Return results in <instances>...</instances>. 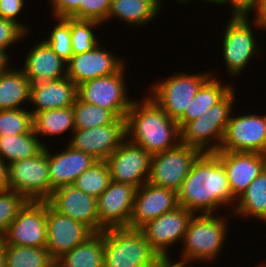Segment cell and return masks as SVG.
I'll return each mask as SVG.
<instances>
[{"label": "cell", "instance_id": "1", "mask_svg": "<svg viewBox=\"0 0 266 267\" xmlns=\"http://www.w3.org/2000/svg\"><path fill=\"white\" fill-rule=\"evenodd\" d=\"M179 205L193 214H215L221 208L233 210L227 173L218 152L201 153L177 191ZM217 211V212H216Z\"/></svg>", "mask_w": 266, "mask_h": 267}, {"label": "cell", "instance_id": "2", "mask_svg": "<svg viewBox=\"0 0 266 267\" xmlns=\"http://www.w3.org/2000/svg\"><path fill=\"white\" fill-rule=\"evenodd\" d=\"M126 138L151 156L167 151L180 142V128L146 93L134 99L126 115Z\"/></svg>", "mask_w": 266, "mask_h": 267}, {"label": "cell", "instance_id": "3", "mask_svg": "<svg viewBox=\"0 0 266 267\" xmlns=\"http://www.w3.org/2000/svg\"><path fill=\"white\" fill-rule=\"evenodd\" d=\"M227 212L222 213L224 216L221 213L194 214L184 235L179 257L196 262L195 265L217 261L230 234Z\"/></svg>", "mask_w": 266, "mask_h": 267}, {"label": "cell", "instance_id": "4", "mask_svg": "<svg viewBox=\"0 0 266 267\" xmlns=\"http://www.w3.org/2000/svg\"><path fill=\"white\" fill-rule=\"evenodd\" d=\"M234 86L218 103L198 119L186 123L180 129V142L204 152H218L227 123L236 102Z\"/></svg>", "mask_w": 266, "mask_h": 267}, {"label": "cell", "instance_id": "5", "mask_svg": "<svg viewBox=\"0 0 266 267\" xmlns=\"http://www.w3.org/2000/svg\"><path fill=\"white\" fill-rule=\"evenodd\" d=\"M249 19L229 17V21L225 24L226 28L223 30L222 42L220 43L222 45L223 65L226 67L225 71L228 77L230 76L232 79L242 76V73H245L243 72L245 68L250 61L252 62V58H257L256 56L263 52V48L255 38L257 33L254 32L260 28L253 19L252 23Z\"/></svg>", "mask_w": 266, "mask_h": 267}, {"label": "cell", "instance_id": "6", "mask_svg": "<svg viewBox=\"0 0 266 267\" xmlns=\"http://www.w3.org/2000/svg\"><path fill=\"white\" fill-rule=\"evenodd\" d=\"M104 234L103 266L155 267L158 253L139 229L109 228Z\"/></svg>", "mask_w": 266, "mask_h": 267}, {"label": "cell", "instance_id": "7", "mask_svg": "<svg viewBox=\"0 0 266 267\" xmlns=\"http://www.w3.org/2000/svg\"><path fill=\"white\" fill-rule=\"evenodd\" d=\"M183 72L178 71L164 80L154 81L147 87L149 89L146 92L170 118L176 121L184 114L201 85L212 75V71L209 70L194 74Z\"/></svg>", "mask_w": 266, "mask_h": 267}, {"label": "cell", "instance_id": "8", "mask_svg": "<svg viewBox=\"0 0 266 267\" xmlns=\"http://www.w3.org/2000/svg\"><path fill=\"white\" fill-rule=\"evenodd\" d=\"M9 189L31 201H47L54 189L50 185L48 146L36 156L8 165Z\"/></svg>", "mask_w": 266, "mask_h": 267}, {"label": "cell", "instance_id": "9", "mask_svg": "<svg viewBox=\"0 0 266 267\" xmlns=\"http://www.w3.org/2000/svg\"><path fill=\"white\" fill-rule=\"evenodd\" d=\"M126 64L115 74L78 85L77 97L86 103L110 110L117 118H126L133 98L128 95Z\"/></svg>", "mask_w": 266, "mask_h": 267}, {"label": "cell", "instance_id": "10", "mask_svg": "<svg viewBox=\"0 0 266 267\" xmlns=\"http://www.w3.org/2000/svg\"><path fill=\"white\" fill-rule=\"evenodd\" d=\"M201 153L179 142L167 151L152 155L148 182L177 192Z\"/></svg>", "mask_w": 266, "mask_h": 267}, {"label": "cell", "instance_id": "11", "mask_svg": "<svg viewBox=\"0 0 266 267\" xmlns=\"http://www.w3.org/2000/svg\"><path fill=\"white\" fill-rule=\"evenodd\" d=\"M259 114L232 113L219 151L266 154V114Z\"/></svg>", "mask_w": 266, "mask_h": 267}, {"label": "cell", "instance_id": "12", "mask_svg": "<svg viewBox=\"0 0 266 267\" xmlns=\"http://www.w3.org/2000/svg\"><path fill=\"white\" fill-rule=\"evenodd\" d=\"M1 240L4 245L46 248V201L28 200Z\"/></svg>", "mask_w": 266, "mask_h": 267}, {"label": "cell", "instance_id": "13", "mask_svg": "<svg viewBox=\"0 0 266 267\" xmlns=\"http://www.w3.org/2000/svg\"><path fill=\"white\" fill-rule=\"evenodd\" d=\"M194 214L179 205L139 228L146 241L158 253L169 255L175 244H181ZM179 241V242H178Z\"/></svg>", "mask_w": 266, "mask_h": 267}, {"label": "cell", "instance_id": "14", "mask_svg": "<svg viewBox=\"0 0 266 267\" xmlns=\"http://www.w3.org/2000/svg\"><path fill=\"white\" fill-rule=\"evenodd\" d=\"M151 157L144 148L126 138L105 161L111 180L139 188L149 180Z\"/></svg>", "mask_w": 266, "mask_h": 267}, {"label": "cell", "instance_id": "15", "mask_svg": "<svg viewBox=\"0 0 266 267\" xmlns=\"http://www.w3.org/2000/svg\"><path fill=\"white\" fill-rule=\"evenodd\" d=\"M71 137V138H70ZM126 139V120L117 118L112 124L89 129H75L68 144L74 149L105 161Z\"/></svg>", "mask_w": 266, "mask_h": 267}, {"label": "cell", "instance_id": "16", "mask_svg": "<svg viewBox=\"0 0 266 267\" xmlns=\"http://www.w3.org/2000/svg\"><path fill=\"white\" fill-rule=\"evenodd\" d=\"M137 187L111 180L97 198L99 232L109 228H130Z\"/></svg>", "mask_w": 266, "mask_h": 267}, {"label": "cell", "instance_id": "17", "mask_svg": "<svg viewBox=\"0 0 266 267\" xmlns=\"http://www.w3.org/2000/svg\"><path fill=\"white\" fill-rule=\"evenodd\" d=\"M99 43L91 50L73 55L66 63V77L80 85L98 77L117 73L126 59L115 54ZM125 59V60H124Z\"/></svg>", "mask_w": 266, "mask_h": 267}, {"label": "cell", "instance_id": "18", "mask_svg": "<svg viewBox=\"0 0 266 267\" xmlns=\"http://www.w3.org/2000/svg\"><path fill=\"white\" fill-rule=\"evenodd\" d=\"M46 228V250L55 261L93 234L81 222L57 212L48 201H46Z\"/></svg>", "mask_w": 266, "mask_h": 267}, {"label": "cell", "instance_id": "19", "mask_svg": "<svg viewBox=\"0 0 266 267\" xmlns=\"http://www.w3.org/2000/svg\"><path fill=\"white\" fill-rule=\"evenodd\" d=\"M47 201L57 212L81 222L93 233H99V217L95 197L84 193L74 185H66L54 189Z\"/></svg>", "mask_w": 266, "mask_h": 267}, {"label": "cell", "instance_id": "20", "mask_svg": "<svg viewBox=\"0 0 266 267\" xmlns=\"http://www.w3.org/2000/svg\"><path fill=\"white\" fill-rule=\"evenodd\" d=\"M233 197L237 200L266 168V154L219 151Z\"/></svg>", "mask_w": 266, "mask_h": 267}, {"label": "cell", "instance_id": "21", "mask_svg": "<svg viewBox=\"0 0 266 267\" xmlns=\"http://www.w3.org/2000/svg\"><path fill=\"white\" fill-rule=\"evenodd\" d=\"M178 206L176 191L147 182L136 190L130 228L139 229L148 221Z\"/></svg>", "mask_w": 266, "mask_h": 267}, {"label": "cell", "instance_id": "22", "mask_svg": "<svg viewBox=\"0 0 266 267\" xmlns=\"http://www.w3.org/2000/svg\"><path fill=\"white\" fill-rule=\"evenodd\" d=\"M65 145L62 150L54 152L48 145L50 185L53 189L73 185L77 177L98 161L88 153Z\"/></svg>", "mask_w": 266, "mask_h": 267}, {"label": "cell", "instance_id": "23", "mask_svg": "<svg viewBox=\"0 0 266 267\" xmlns=\"http://www.w3.org/2000/svg\"><path fill=\"white\" fill-rule=\"evenodd\" d=\"M28 51L20 69L31 84L66 77V62L54 53L43 38L33 47H29Z\"/></svg>", "mask_w": 266, "mask_h": 267}, {"label": "cell", "instance_id": "24", "mask_svg": "<svg viewBox=\"0 0 266 267\" xmlns=\"http://www.w3.org/2000/svg\"><path fill=\"white\" fill-rule=\"evenodd\" d=\"M78 85L70 78L31 84L30 112L61 109L72 106L77 99Z\"/></svg>", "mask_w": 266, "mask_h": 267}, {"label": "cell", "instance_id": "25", "mask_svg": "<svg viewBox=\"0 0 266 267\" xmlns=\"http://www.w3.org/2000/svg\"><path fill=\"white\" fill-rule=\"evenodd\" d=\"M162 0H111L107 22L117 19L129 27H148L162 11Z\"/></svg>", "mask_w": 266, "mask_h": 267}, {"label": "cell", "instance_id": "26", "mask_svg": "<svg viewBox=\"0 0 266 267\" xmlns=\"http://www.w3.org/2000/svg\"><path fill=\"white\" fill-rule=\"evenodd\" d=\"M214 73L201 85L195 97L186 107L184 114L177 120L181 129L186 123L198 119L209 108L218 103L235 85L223 83ZM220 80V81H219Z\"/></svg>", "mask_w": 266, "mask_h": 267}, {"label": "cell", "instance_id": "27", "mask_svg": "<svg viewBox=\"0 0 266 267\" xmlns=\"http://www.w3.org/2000/svg\"><path fill=\"white\" fill-rule=\"evenodd\" d=\"M15 67L0 74V110L28 108L30 103L31 83L24 72Z\"/></svg>", "mask_w": 266, "mask_h": 267}, {"label": "cell", "instance_id": "28", "mask_svg": "<svg viewBox=\"0 0 266 267\" xmlns=\"http://www.w3.org/2000/svg\"><path fill=\"white\" fill-rule=\"evenodd\" d=\"M229 215L254 218L266 224V168L236 200Z\"/></svg>", "mask_w": 266, "mask_h": 267}, {"label": "cell", "instance_id": "29", "mask_svg": "<svg viewBox=\"0 0 266 267\" xmlns=\"http://www.w3.org/2000/svg\"><path fill=\"white\" fill-rule=\"evenodd\" d=\"M104 234L93 233L83 243L60 257L55 267H103Z\"/></svg>", "mask_w": 266, "mask_h": 267}, {"label": "cell", "instance_id": "30", "mask_svg": "<svg viewBox=\"0 0 266 267\" xmlns=\"http://www.w3.org/2000/svg\"><path fill=\"white\" fill-rule=\"evenodd\" d=\"M75 130L74 112L72 106L45 110L33 113V131L40 139L48 136V138H56L68 132ZM56 136V137H55Z\"/></svg>", "mask_w": 266, "mask_h": 267}, {"label": "cell", "instance_id": "31", "mask_svg": "<svg viewBox=\"0 0 266 267\" xmlns=\"http://www.w3.org/2000/svg\"><path fill=\"white\" fill-rule=\"evenodd\" d=\"M48 143L34 131L21 135L0 136V159L6 164L29 159L39 154Z\"/></svg>", "mask_w": 266, "mask_h": 267}, {"label": "cell", "instance_id": "32", "mask_svg": "<svg viewBox=\"0 0 266 267\" xmlns=\"http://www.w3.org/2000/svg\"><path fill=\"white\" fill-rule=\"evenodd\" d=\"M6 267H55L46 248L5 245Z\"/></svg>", "mask_w": 266, "mask_h": 267}, {"label": "cell", "instance_id": "33", "mask_svg": "<svg viewBox=\"0 0 266 267\" xmlns=\"http://www.w3.org/2000/svg\"><path fill=\"white\" fill-rule=\"evenodd\" d=\"M111 175L106 161H96L76 178L74 186L96 199L107 189Z\"/></svg>", "mask_w": 266, "mask_h": 267}, {"label": "cell", "instance_id": "34", "mask_svg": "<svg viewBox=\"0 0 266 267\" xmlns=\"http://www.w3.org/2000/svg\"><path fill=\"white\" fill-rule=\"evenodd\" d=\"M75 129H89L112 124L117 117L100 106L81 101L78 97L72 105Z\"/></svg>", "mask_w": 266, "mask_h": 267}, {"label": "cell", "instance_id": "35", "mask_svg": "<svg viewBox=\"0 0 266 267\" xmlns=\"http://www.w3.org/2000/svg\"><path fill=\"white\" fill-rule=\"evenodd\" d=\"M101 26L102 24L96 21L70 18L73 55L88 52L100 43V41H98L99 39H97L98 35L95 29H97V27L101 28Z\"/></svg>", "mask_w": 266, "mask_h": 267}, {"label": "cell", "instance_id": "36", "mask_svg": "<svg viewBox=\"0 0 266 267\" xmlns=\"http://www.w3.org/2000/svg\"><path fill=\"white\" fill-rule=\"evenodd\" d=\"M56 21L55 26L49 31L43 40L64 62H68L73 56L70 18H53Z\"/></svg>", "mask_w": 266, "mask_h": 267}, {"label": "cell", "instance_id": "37", "mask_svg": "<svg viewBox=\"0 0 266 267\" xmlns=\"http://www.w3.org/2000/svg\"><path fill=\"white\" fill-rule=\"evenodd\" d=\"M33 131L30 109L0 110V136L21 135Z\"/></svg>", "mask_w": 266, "mask_h": 267}, {"label": "cell", "instance_id": "38", "mask_svg": "<svg viewBox=\"0 0 266 267\" xmlns=\"http://www.w3.org/2000/svg\"><path fill=\"white\" fill-rule=\"evenodd\" d=\"M27 201L23 195L14 190L0 191V239Z\"/></svg>", "mask_w": 266, "mask_h": 267}, {"label": "cell", "instance_id": "39", "mask_svg": "<svg viewBox=\"0 0 266 267\" xmlns=\"http://www.w3.org/2000/svg\"><path fill=\"white\" fill-rule=\"evenodd\" d=\"M53 18L83 20V0H50Z\"/></svg>", "mask_w": 266, "mask_h": 267}, {"label": "cell", "instance_id": "40", "mask_svg": "<svg viewBox=\"0 0 266 267\" xmlns=\"http://www.w3.org/2000/svg\"><path fill=\"white\" fill-rule=\"evenodd\" d=\"M27 34L14 21L6 20L0 17V48L9 51L11 46L18 44V42L26 38Z\"/></svg>", "mask_w": 266, "mask_h": 267}, {"label": "cell", "instance_id": "41", "mask_svg": "<svg viewBox=\"0 0 266 267\" xmlns=\"http://www.w3.org/2000/svg\"><path fill=\"white\" fill-rule=\"evenodd\" d=\"M111 0H83V20L104 25L110 10Z\"/></svg>", "mask_w": 266, "mask_h": 267}, {"label": "cell", "instance_id": "42", "mask_svg": "<svg viewBox=\"0 0 266 267\" xmlns=\"http://www.w3.org/2000/svg\"><path fill=\"white\" fill-rule=\"evenodd\" d=\"M26 0H0V17L14 21L18 24L27 34H30V26L22 23L18 16L24 10Z\"/></svg>", "mask_w": 266, "mask_h": 267}, {"label": "cell", "instance_id": "43", "mask_svg": "<svg viewBox=\"0 0 266 267\" xmlns=\"http://www.w3.org/2000/svg\"><path fill=\"white\" fill-rule=\"evenodd\" d=\"M259 0H221L218 5L230 6V17L249 18L258 7ZM228 4V5H227ZM254 11V12H253Z\"/></svg>", "mask_w": 266, "mask_h": 267}, {"label": "cell", "instance_id": "44", "mask_svg": "<svg viewBox=\"0 0 266 267\" xmlns=\"http://www.w3.org/2000/svg\"><path fill=\"white\" fill-rule=\"evenodd\" d=\"M171 255H158L155 267H196L195 262L179 257L176 261L172 260Z\"/></svg>", "mask_w": 266, "mask_h": 267}, {"label": "cell", "instance_id": "45", "mask_svg": "<svg viewBox=\"0 0 266 267\" xmlns=\"http://www.w3.org/2000/svg\"><path fill=\"white\" fill-rule=\"evenodd\" d=\"M253 20L257 23L260 30L266 31V0H259Z\"/></svg>", "mask_w": 266, "mask_h": 267}, {"label": "cell", "instance_id": "46", "mask_svg": "<svg viewBox=\"0 0 266 267\" xmlns=\"http://www.w3.org/2000/svg\"><path fill=\"white\" fill-rule=\"evenodd\" d=\"M9 189L8 164L0 159V191Z\"/></svg>", "mask_w": 266, "mask_h": 267}, {"label": "cell", "instance_id": "47", "mask_svg": "<svg viewBox=\"0 0 266 267\" xmlns=\"http://www.w3.org/2000/svg\"><path fill=\"white\" fill-rule=\"evenodd\" d=\"M10 54L8 51L0 48V74L8 71L11 68L10 65H13L10 61L12 59Z\"/></svg>", "mask_w": 266, "mask_h": 267}, {"label": "cell", "instance_id": "48", "mask_svg": "<svg viewBox=\"0 0 266 267\" xmlns=\"http://www.w3.org/2000/svg\"><path fill=\"white\" fill-rule=\"evenodd\" d=\"M0 267H6L5 245L0 239Z\"/></svg>", "mask_w": 266, "mask_h": 267}, {"label": "cell", "instance_id": "49", "mask_svg": "<svg viewBox=\"0 0 266 267\" xmlns=\"http://www.w3.org/2000/svg\"><path fill=\"white\" fill-rule=\"evenodd\" d=\"M191 0H180L179 4H185V3H188L190 2ZM198 1H201L203 3H210V4H214V5H217L221 0H198Z\"/></svg>", "mask_w": 266, "mask_h": 267}, {"label": "cell", "instance_id": "50", "mask_svg": "<svg viewBox=\"0 0 266 267\" xmlns=\"http://www.w3.org/2000/svg\"><path fill=\"white\" fill-rule=\"evenodd\" d=\"M252 267H254V266H252ZM255 267H266V264L264 265V263L262 264H258V265H255Z\"/></svg>", "mask_w": 266, "mask_h": 267}, {"label": "cell", "instance_id": "51", "mask_svg": "<svg viewBox=\"0 0 266 267\" xmlns=\"http://www.w3.org/2000/svg\"><path fill=\"white\" fill-rule=\"evenodd\" d=\"M103 267H135V266H103Z\"/></svg>", "mask_w": 266, "mask_h": 267}]
</instances>
